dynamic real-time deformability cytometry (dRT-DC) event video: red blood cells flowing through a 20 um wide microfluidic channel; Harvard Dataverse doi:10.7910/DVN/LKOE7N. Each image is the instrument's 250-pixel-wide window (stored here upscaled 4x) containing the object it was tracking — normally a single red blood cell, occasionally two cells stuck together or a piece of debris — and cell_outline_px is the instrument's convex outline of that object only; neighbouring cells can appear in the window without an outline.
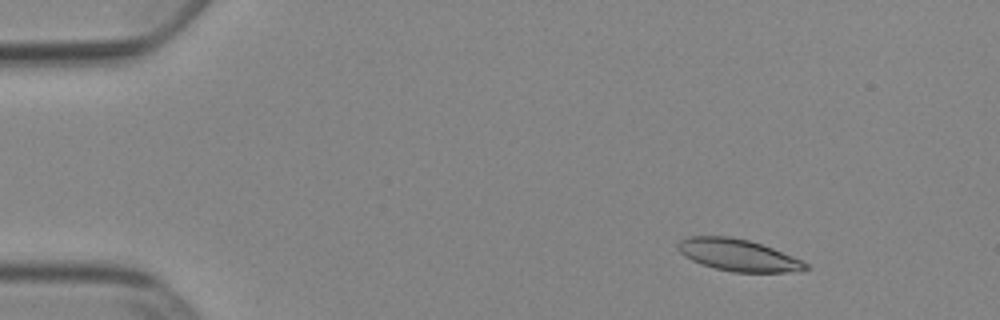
{"species": "Egyptian fruit bat (a non-hibernating species)", "species_latin": "Rousettus aegyptiacus", "temperature_condition": "cold", "stored_images_in_passage": 53, "camera_frame_rate_fps": 3000, "um_per_image_px": 0.085, "animal": {"sex": "female"}, "frame": {"image": 1, "passage_image": 7, "time_ms": 2.0, "image_size_px": [1000, 320], "cell_outline_px": [[812, 268], [784, 272], [732, 272], [716, 268], [692, 260], [684, 256], [676, 248], [676, 244], [680, 240], [688, 236], [728, 236], [748, 240], [772, 248], [792, 256], [808, 264]], "centroid_in_image_um": [62.7, 21.67], "position_along_channel_um": 22.3, "area_um2": 23.47}}
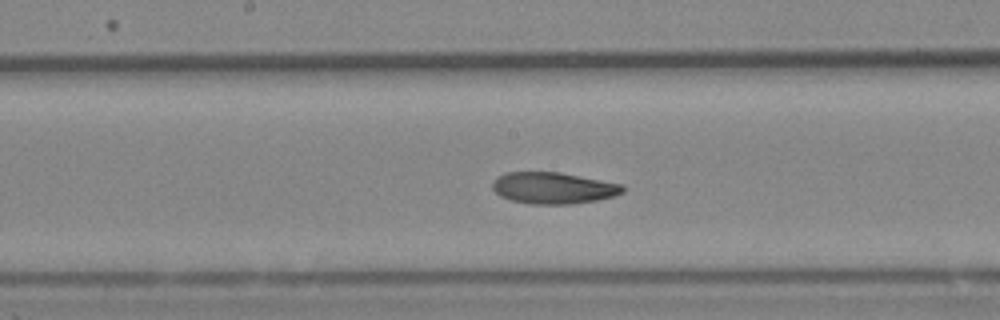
{"frame": {"image": 2, "passage_image": 28, "time_ms": 9.0, "image_size_px": [1000, 320], "cell_outline_px": [[624, 192], [616, 196], [596, 200], [572, 204], [528, 204], [512, 200], [500, 196], [492, 188], [492, 180], [496, 176], [504, 172], [560, 172], [624, 184]], "centroid_in_image_um": [47.03, 15.97], "position_along_channel_um": 201.2, "area_um2": 24.22}}
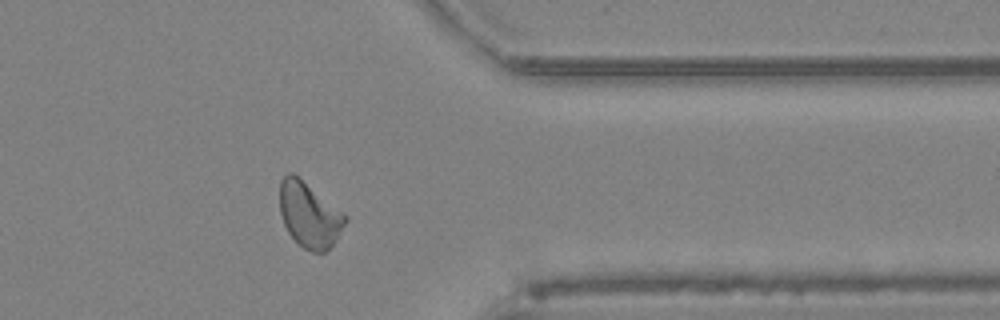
{"frame": {"image": 3, "passage_image": 43, "time_ms": 14.0, "image_size_px": [1000, 320], "cell_outline_px": [[348, 220], [336, 240], [324, 252], [312, 252], [304, 248], [288, 232], [284, 224], [280, 212], [280, 180], [288, 172], [292, 172], [344, 212], [348, 216]], "centroid_in_image_um": [26.31, 18.25], "position_along_channel_um": 385.1, "area_um2": 24.74}, "authors_computed_cell_mechanics": {"area_um2": 24.1604, "velocity_mm_per_s": 3.8692, "shape_relaxation_time_tau1_ms": 8.4649, "shape_relaxation_time_tau2_ms": 3.6327, "deformation_change_tau1": 0.1966, "deformation_change_tau2": 0.0979}}